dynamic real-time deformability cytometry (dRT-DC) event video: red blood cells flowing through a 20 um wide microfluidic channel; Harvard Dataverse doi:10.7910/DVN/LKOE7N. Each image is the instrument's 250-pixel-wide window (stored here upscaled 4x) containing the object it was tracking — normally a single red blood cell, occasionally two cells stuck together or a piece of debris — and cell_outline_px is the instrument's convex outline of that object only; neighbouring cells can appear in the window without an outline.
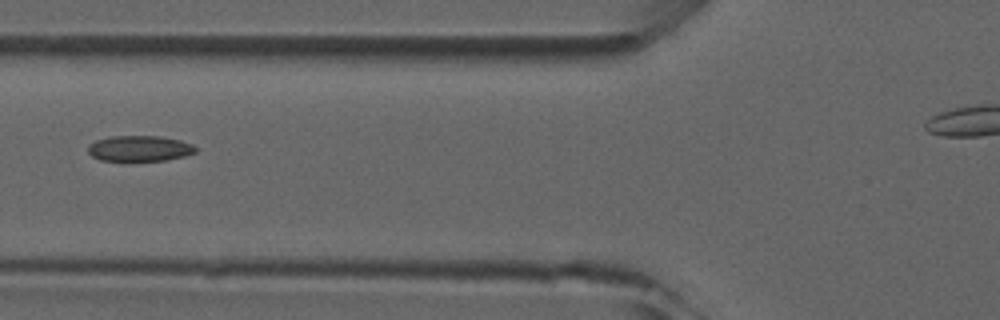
{"species": "common noctule bat (a hibernating species)", "species_latin": "Nyctalus noctula", "temperature_condition": "room temperature", "stored_images_in_passage": 3, "camera_frame_rate_fps": 3000, "um_per_image_px": 0.085, "animal": {"sex": "male", "forearm_length_mm": 52.5}, "frame": {"image": 1, "passage_image": 2, "time_ms": 1.333, "image_size_px": [1000, 320], "cell_outline_px": [[196, 152], [184, 156], [164, 160], [100, 160], [92, 156], [88, 152], [88, 144], [96, 140], [112, 136], [160, 136], [180, 140], [192, 144], [196, 148]], "centroid_in_image_um": [11.85, 12.61], "position_along_channel_um": 114.0, "area_um2": 15.95}}
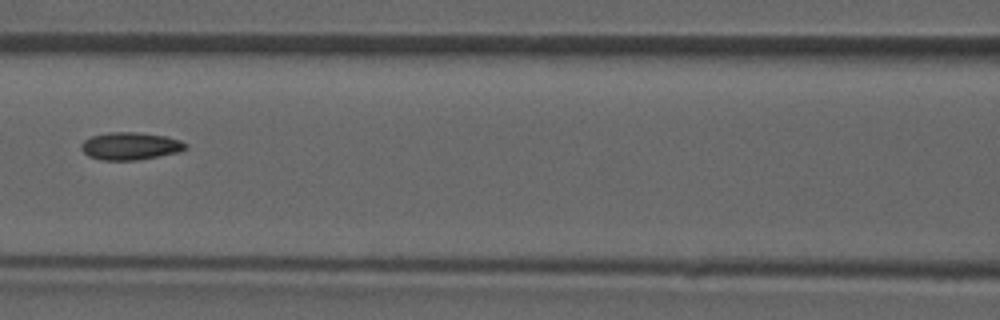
{"frame": {"image": 2, "passage_image": 3, "time_ms": 2.333, "image_size_px": [1000, 320], "cell_outline_px": [[188, 148], [180, 152], [136, 160], [104, 160], [88, 156], [80, 148], [80, 144], [84, 140], [92, 136], [108, 132], [136, 132], [164, 136], [180, 140], [188, 144]], "centroid_in_image_um": [11.08, 12.41], "position_along_channel_um": 155.5, "area_um2": 16.76}}